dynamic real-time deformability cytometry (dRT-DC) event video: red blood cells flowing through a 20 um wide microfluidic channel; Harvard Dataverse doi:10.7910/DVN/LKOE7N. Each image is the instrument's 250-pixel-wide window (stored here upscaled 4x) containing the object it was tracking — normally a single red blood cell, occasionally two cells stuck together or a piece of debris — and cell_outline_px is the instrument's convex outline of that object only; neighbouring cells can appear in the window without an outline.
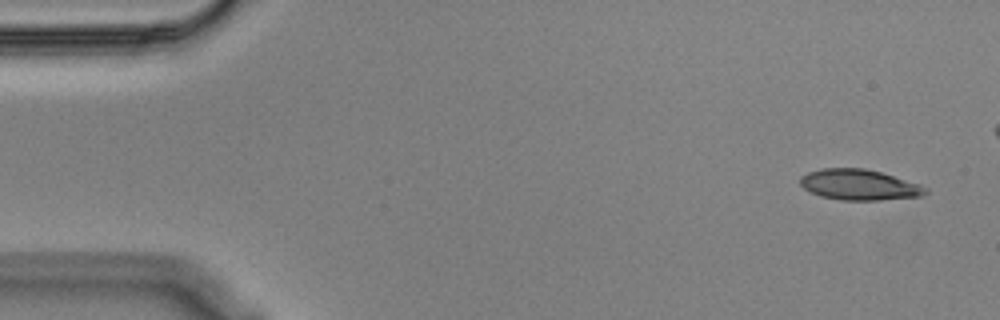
{"species": "Egyptian fruit bat (a non-hibernating species)", "species_latin": "Rousettus aegyptiacus", "temperature_condition": "cold", "stored_images_in_passage": 48, "camera_frame_rate_fps": 3000, "um_per_image_px": 0.085, "animal": {"sex": "male"}, "frame": {"image": 1, "passage_image": 1, "time_ms": 0.0, "image_size_px": [1000, 320], "cell_outline_px": [[928, 192], [920, 196], [880, 200], [840, 200], [820, 196], [804, 188], [800, 184], [800, 176], [808, 172], [820, 168], [864, 168], [880, 172], [920, 184], [928, 188]], "centroid_in_image_um": [73.02, 15.7], "position_along_channel_um": 12.0, "area_um2": 22.37}}
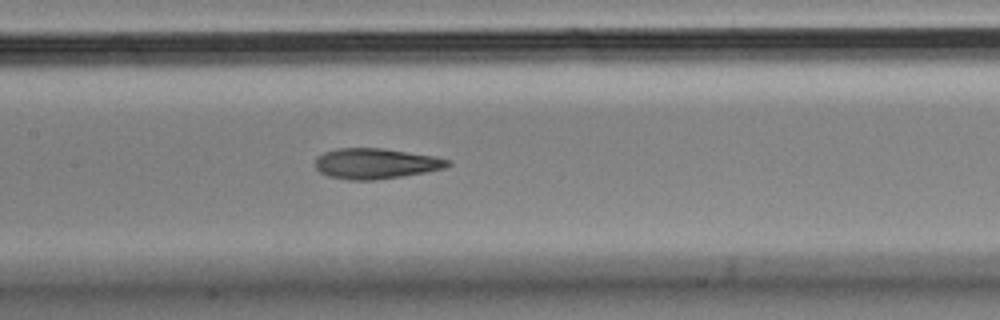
{"frame": {"image": 2, "passage_image": 24, "time_ms": 7.667, "image_size_px": [1000, 320], "cell_outline_px": [[452, 164], [444, 168], [424, 172], [400, 176], [372, 180], [348, 180], [328, 176], [320, 172], [316, 168], [316, 156], [324, 152], [336, 148], [384, 148], [432, 156], [452, 160]], "centroid_in_image_um": [31.91, 13.89], "position_along_channel_um": 175.5, "area_um2": 23.47}}
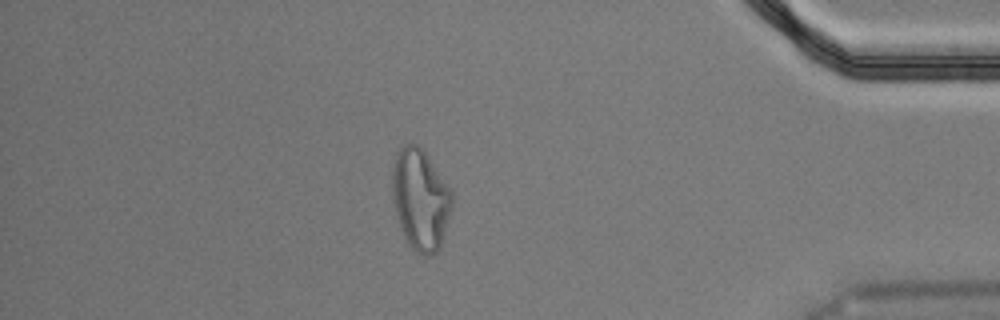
{"frame": {"image": 3, "passage_image": 46, "time_ms": 15.0, "image_size_px": [1000, 320], "cell_outline_px": [[452, 208], [444, 236], [440, 248], [436, 252], [428, 256], [424, 256], [416, 252], [408, 244], [400, 228], [392, 196], [392, 172], [396, 152], [404, 144], [416, 144], [424, 152], [452, 192]], "centroid_in_image_um": [35.73, 16.99], "position_along_channel_um": 399.5, "area_um2": 34.97}, "authors_computed_cell_mechanics": {"area_um2": 23.5535, "velocity_mm_per_s": 3.5748, "shape_relaxation_time_tau1_ms": 11.2858, "shape_relaxation_time_tau2_ms": 3.0274, "deformation_change_tau1": 0.2572, "deformation_change_tau2": 0.1073}}